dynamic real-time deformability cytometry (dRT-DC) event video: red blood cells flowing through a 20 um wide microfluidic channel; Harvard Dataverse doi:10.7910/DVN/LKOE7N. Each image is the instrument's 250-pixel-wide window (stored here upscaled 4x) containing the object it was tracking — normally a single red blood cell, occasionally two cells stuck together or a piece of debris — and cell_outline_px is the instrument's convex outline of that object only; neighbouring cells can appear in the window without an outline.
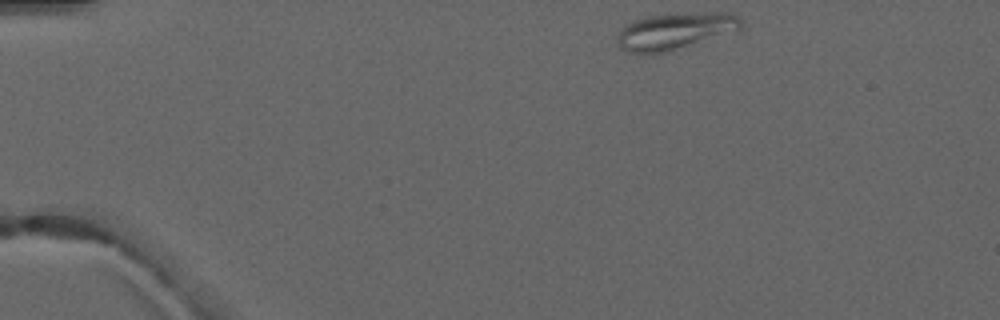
{"species": "common noctule bat (a hibernating species)", "species_latin": "Nyctalus noctula", "temperature_condition": "warm", "stored_images_in_passage": 3, "camera_frame_rate_fps": 3000, "um_per_image_px": 0.085, "animal": {"sex": "male", "forearm_length_mm": 52.5}, "frame": {"image": 1, "passage_image": 1, "time_ms": 0.0, "image_size_px": [1000, 320], "cell_outline_px": [[744, 24], [740, 28], [668, 52], [628, 52], [620, 48], [616, 40], [616, 36], [620, 28], [624, 24], [648, 16], [716, 12], [728, 12], [736, 16]], "centroid_in_image_um": [57.3, 2.64], "position_along_channel_um": 27.7, "area_um2": 25.72}}